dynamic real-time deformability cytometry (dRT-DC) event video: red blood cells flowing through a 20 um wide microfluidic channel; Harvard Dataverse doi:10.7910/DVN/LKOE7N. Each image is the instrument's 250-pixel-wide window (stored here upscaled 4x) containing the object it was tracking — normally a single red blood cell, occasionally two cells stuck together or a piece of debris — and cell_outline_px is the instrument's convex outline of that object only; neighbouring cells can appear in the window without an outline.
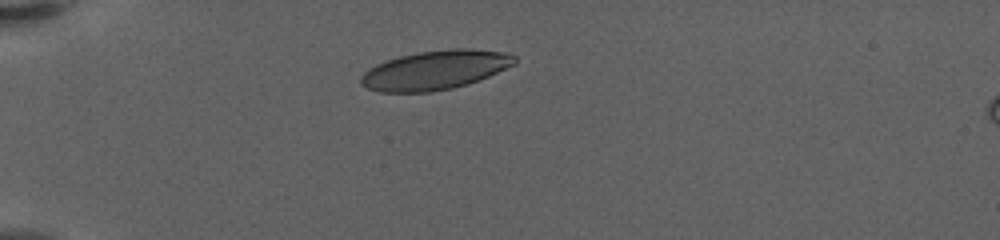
{"species": "human", "species_latin": "Homo sapiens", "temperature_condition": "warm", "stored_images_in_passage": 40, "camera_frame_rate_fps": 3000, "um_per_image_px": 0.085, "donor": {"sex": "female"}, "frame": {"image": 1, "passage_image": 1, "time_ms": 0.0, "image_size_px": [1000, 240], "cell_outline_px": [[516, 64], [488, 76], [452, 88], [428, 92], [380, 92], [368, 88], [360, 84], [360, 76], [364, 72], [376, 64], [400, 56], [420, 52], [448, 48], [468, 48], [504, 52], [516, 56]], "centroid_in_image_um": [36.98, 5.94], "position_along_channel_um": 48.0, "area_um2": 34.8}}
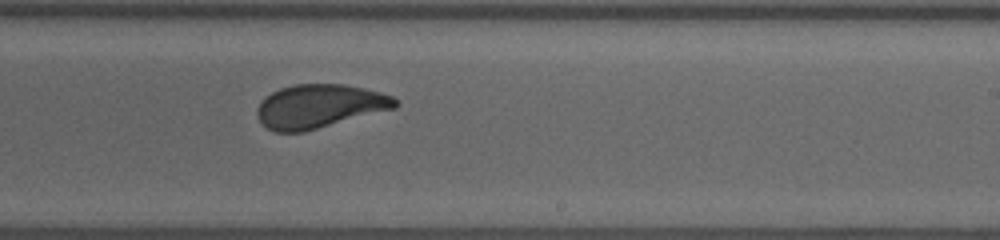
{"frame": {"image": 2, "passage_image": 22, "time_ms": 7.0, "image_size_px": [1000, 240], "cell_outline_px": [[400, 104], [396, 108], [304, 132], [276, 132], [268, 128], [260, 120], [256, 112], [256, 108], [264, 96], [280, 88], [296, 84], [344, 84], [364, 88], [380, 92], [392, 96]], "centroid_in_image_um": [27.15, 9.03], "position_along_channel_um": 261.8, "area_um2": 35.2}}
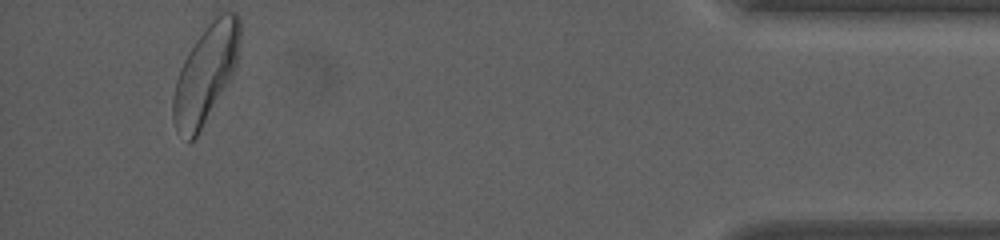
{"frame": {"image": 3, "passage_image": 40, "time_ms": 13.0, "image_size_px": [1000, 240], "cell_outline_px": [[240, 40], [236, 68], [232, 76], [196, 140], [188, 144], [176, 128], [172, 116], [172, 96], [176, 80], [180, 68], [188, 52], [196, 40], [208, 24], [220, 12], [236, 12], [240, 16]], "centroid_in_image_um": [17.48, 6.32], "position_along_channel_um": 417.7, "area_um2": 38.32}, "authors_computed_cell_mechanics": {"area_um2": 35.7782, "velocity_mm_per_s": 3.5363, "shape_relaxation_time_tau1_ms": 4.0275, "shape_relaxation_time_tau2_ms": 0.9204, "deformation_change_tau1": 0.1531, "deformation_change_tau2": 0.074}}